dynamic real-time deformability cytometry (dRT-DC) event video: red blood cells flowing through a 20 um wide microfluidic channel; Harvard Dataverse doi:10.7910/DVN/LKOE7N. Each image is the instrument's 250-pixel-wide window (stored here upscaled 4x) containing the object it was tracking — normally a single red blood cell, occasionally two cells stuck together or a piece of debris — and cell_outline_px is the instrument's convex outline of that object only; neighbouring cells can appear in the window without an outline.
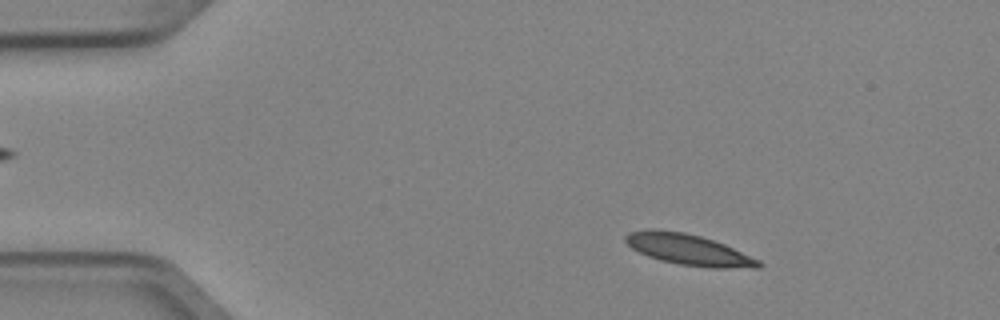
{"species": "Egyptian fruit bat (a non-hibernating species)", "species_latin": "Rousettus aegyptiacus", "temperature_condition": "cold", "stored_images_in_passage": 2, "camera_frame_rate_fps": 3000, "um_per_image_px": 0.085, "animal": {"sex": "female"}, "frame": {"image": 1, "passage_image": 1, "time_ms": 0.0, "image_size_px": [1000, 320], "cell_outline_px": [[764, 264], [760, 268], [712, 268], [680, 264], [660, 260], [648, 256], [632, 248], [624, 240], [624, 236], [628, 232], [652, 228], [684, 232], [700, 236], [724, 244], [760, 260]], "centroid_in_image_um": [58.53, 21.22], "position_along_channel_um": 26.5, "area_um2": 23.99}}